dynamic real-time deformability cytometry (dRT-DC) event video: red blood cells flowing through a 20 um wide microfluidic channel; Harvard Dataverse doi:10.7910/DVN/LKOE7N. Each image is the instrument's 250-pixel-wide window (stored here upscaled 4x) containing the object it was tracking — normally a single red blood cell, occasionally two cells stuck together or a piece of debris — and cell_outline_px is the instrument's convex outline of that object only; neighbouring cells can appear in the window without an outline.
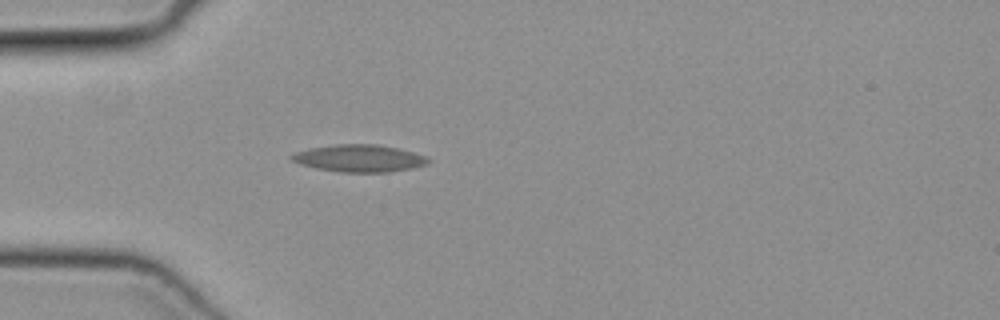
{"species": "common noctule bat (a hibernating species)", "species_latin": "Nyctalus noctula", "temperature_condition": "cold", "stored_images_in_passage": 23, "camera_frame_rate_fps": 3000, "um_per_image_px": 0.085, "animal": {"sex": "female", "body_mass_g": 19.3, "forearm_length_mm": 54.1}, "frame": {"image": 1, "passage_image": 1, "time_ms": 0.0, "image_size_px": [1000, 320], "cell_outline_px": [[428, 164], [412, 168], [388, 172], [340, 172], [316, 168], [300, 164], [292, 160], [288, 156], [296, 152], [308, 148], [336, 144], [376, 144], [396, 148], [412, 152], [424, 156], [428, 160]], "centroid_in_image_um": [30.48, 13.45], "position_along_channel_um": 54.5, "area_um2": 21.5}}
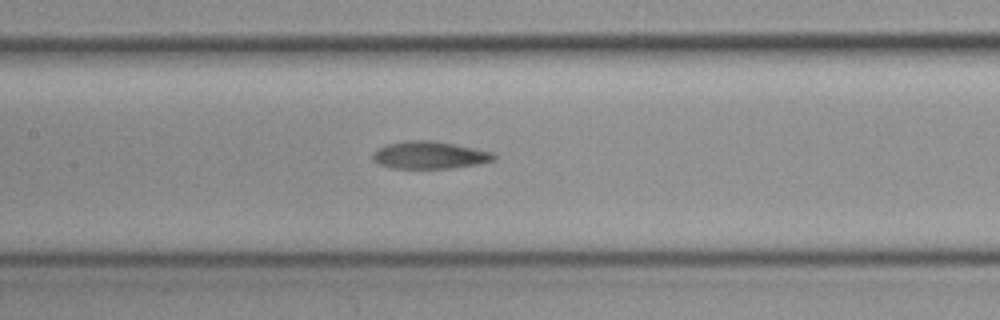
{"frame": {"image": 2, "passage_image": 10, "time_ms": 3.0, "image_size_px": [1000, 320], "cell_outline_px": [[496, 156], [492, 160], [476, 164], [452, 168], [392, 168], [380, 164], [372, 160], [372, 156], [380, 148], [388, 144], [408, 140], [428, 140], [452, 144], [492, 152]], "centroid_in_image_um": [36.49, 13.19], "position_along_channel_um": 170.9, "area_um2": 18.84}}
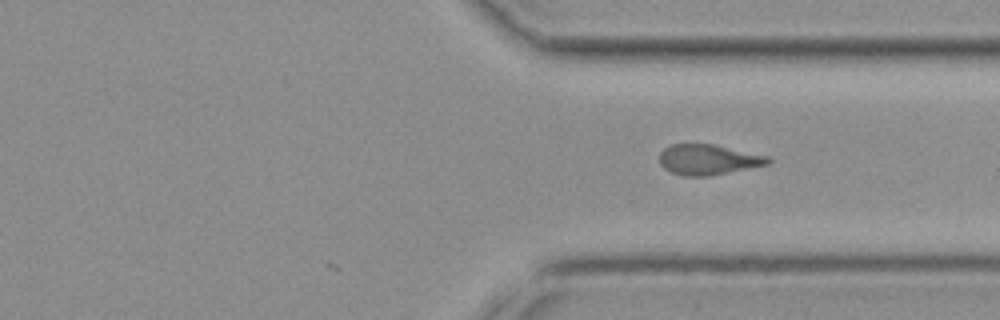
{"frame": {"image": 3, "passage_image": 23, "time_ms": 7.333, "image_size_px": [1000, 320], "cell_outline_px": [[772, 160], [768, 164], [708, 176], [680, 176], [664, 168], [660, 164], [660, 152], [664, 148], [672, 144], [712, 144], [768, 156]], "centroid_in_image_um": [60.16, 13.57], "position_along_channel_um": 351.2, "area_um2": 19.02}}